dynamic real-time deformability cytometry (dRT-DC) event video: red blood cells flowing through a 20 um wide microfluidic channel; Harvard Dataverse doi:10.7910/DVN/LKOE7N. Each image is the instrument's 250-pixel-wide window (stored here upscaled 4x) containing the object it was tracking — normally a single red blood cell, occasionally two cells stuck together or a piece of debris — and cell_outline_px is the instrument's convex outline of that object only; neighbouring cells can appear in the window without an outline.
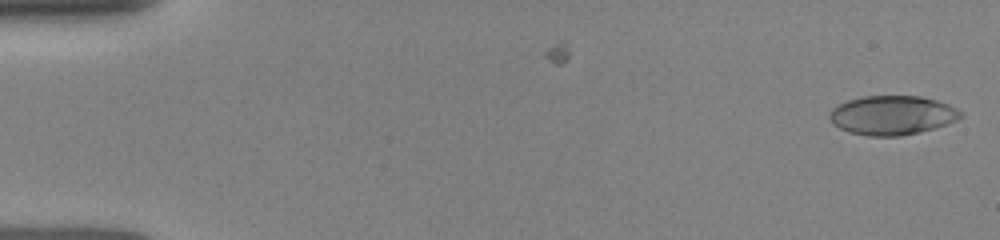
{"species": "human", "species_latin": "Homo sapiens", "temperature_condition": "room temperature", "stored_images_in_passage": 31, "camera_frame_rate_fps": 3000, "um_per_image_px": 0.085, "donor": {"sex": "female"}, "frame": {"image": 1, "passage_image": 1, "time_ms": 0.0, "image_size_px": [1000, 240], "cell_outline_px": [[964, 116], [948, 124], [936, 128], [920, 132], [900, 136], [868, 136], [848, 132], [840, 128], [828, 116], [832, 108], [848, 100], [864, 96], [920, 96], [936, 100], [948, 104], [964, 112]], "centroid_in_image_um": [75.88, 9.8], "position_along_channel_um": 9.1, "area_um2": 30.0}}
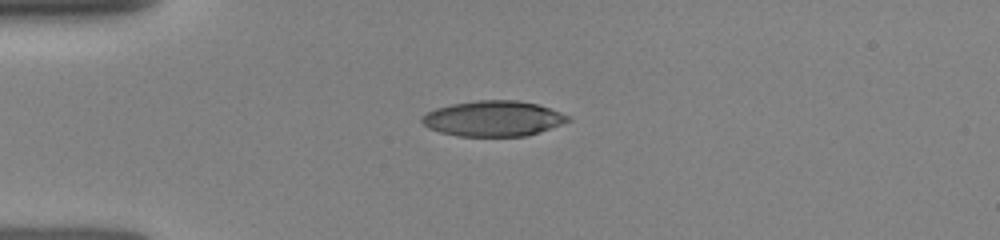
{"frame": {"image": 2, "passage_image": 17, "time_ms": 3.667, "image_size_px": [1000, 240], "cell_outline_px": [[572, 120], [524, 136], [460, 136], [440, 132], [428, 128], [420, 120], [428, 112], [436, 108], [452, 104], [476, 100], [516, 100], [536, 104], [572, 116]], "centroid_in_image_um": [41.91, 10.07], "position_along_channel_um": 43.1, "area_um2": 29.82}}
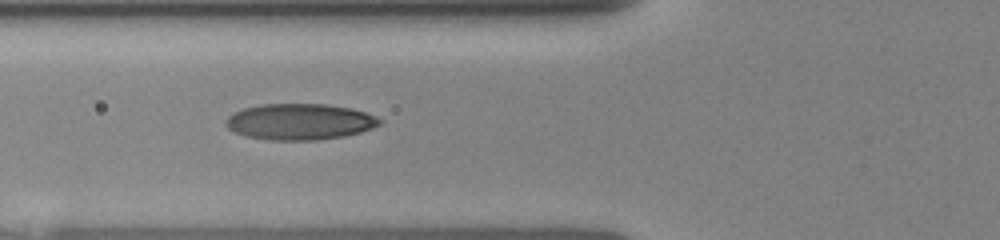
{"frame": {"image": 3, "passage_image": 30, "time_ms": 5.667, "image_size_px": [1000, 240], "cell_outline_px": [[384, 120], [380, 124], [372, 128], [360, 132], [344, 136], [316, 140], [272, 140], [244, 136], [228, 128], [224, 124], [224, 120], [232, 112], [244, 108], [260, 104], [324, 104], [352, 108], [376, 116]], "centroid_in_image_um": [25.46, 10.34], "position_along_channel_um": 100.3, "area_um2": 32.54}}